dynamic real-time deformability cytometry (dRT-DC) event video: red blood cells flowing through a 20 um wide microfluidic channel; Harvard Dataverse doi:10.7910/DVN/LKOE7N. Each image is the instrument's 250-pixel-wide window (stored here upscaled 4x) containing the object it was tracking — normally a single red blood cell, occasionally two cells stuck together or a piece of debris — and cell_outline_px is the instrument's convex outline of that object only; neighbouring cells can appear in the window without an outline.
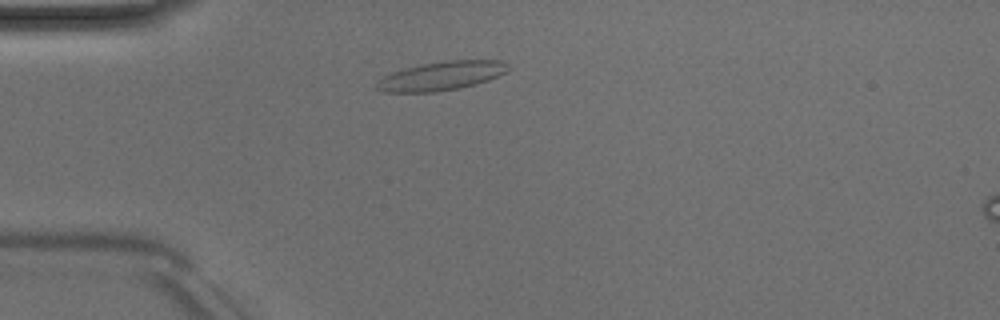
{"species": "Egyptian fruit bat (a non-hibernating species)", "species_latin": "Rousettus aegyptiacus", "temperature_condition": "room temperature", "stored_images_in_passage": 42, "camera_frame_rate_fps": 3000, "um_per_image_px": 0.085, "animal": {"sex": "male"}, "frame": {"image": 1, "passage_image": 5, "time_ms": 1.333, "image_size_px": [1000, 320], "cell_outline_px": [[508, 68], [504, 72], [488, 80], [476, 84], [460, 88], [432, 92], [384, 92], [376, 88], [376, 80], [392, 72], [424, 64], [448, 60], [500, 60], [508, 64]], "centroid_in_image_um": [37.49, 6.46], "position_along_channel_um": 47.5, "area_um2": 21.79}}
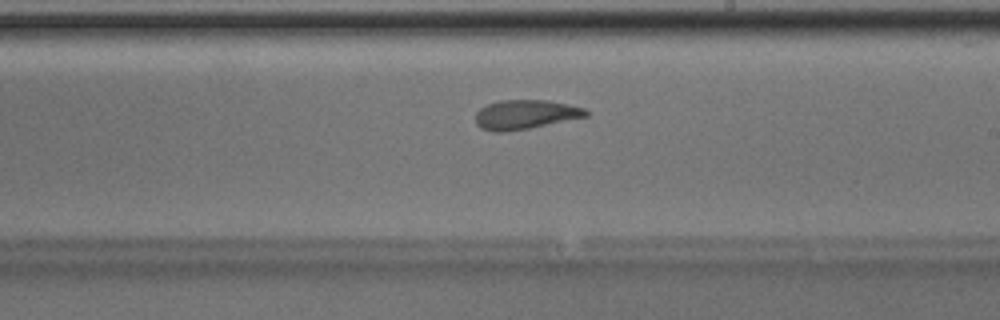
{"frame": {"image": 2, "passage_image": 21, "time_ms": 6.667, "image_size_px": [1000, 320], "cell_outline_px": [[588, 116], [508, 132], [492, 132], [480, 128], [476, 124], [476, 112], [480, 108], [488, 104], [500, 100], [548, 100], [568, 104], [584, 108], [588, 112]], "centroid_in_image_um": [44.62, 9.74], "position_along_channel_um": 244.4, "area_um2": 18.84}}
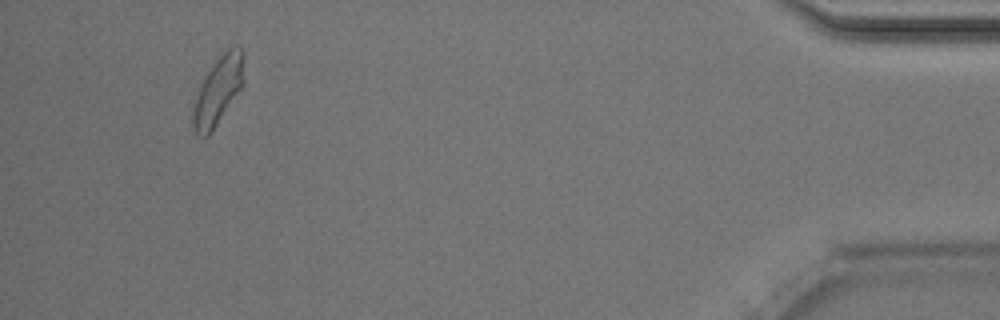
{"frame": {"image": 3, "passage_image": 39, "time_ms": 12.667, "image_size_px": [1000, 320], "cell_outline_px": [[244, 84], [212, 132], [208, 136], [200, 136], [196, 132], [192, 124], [192, 112], [196, 96], [204, 76], [216, 60], [228, 48], [236, 44], [240, 48], [244, 56]], "centroid_in_image_um": [18.56, 7.69], "position_along_channel_um": 416.6, "area_um2": 20.23}, "authors_computed_cell_mechanics": {"area_um2": 19.5653, "velocity_mm_per_s": 4.0026, "shape_relaxation_time_tau1_ms": null, "shape_relaxation_time_tau2_ms": 2.2594, "deformation_change_tau1": null, "deformation_change_tau2": 0.098}}